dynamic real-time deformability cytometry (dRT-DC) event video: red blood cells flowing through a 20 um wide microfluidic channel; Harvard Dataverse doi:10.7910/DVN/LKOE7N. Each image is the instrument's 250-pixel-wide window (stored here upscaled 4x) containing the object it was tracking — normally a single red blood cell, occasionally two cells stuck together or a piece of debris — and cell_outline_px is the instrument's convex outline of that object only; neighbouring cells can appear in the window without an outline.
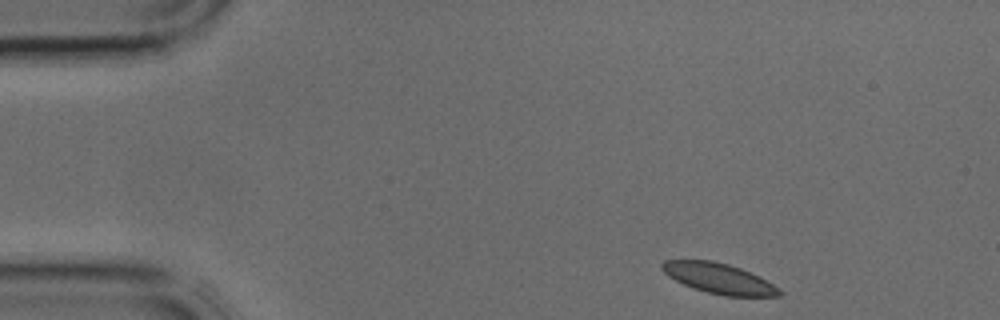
{"species": "common noctule bat (a hibernating species)", "species_latin": "Nyctalus noctula", "temperature_condition": "cold", "stored_images_in_passage": 36, "camera_frame_rate_fps": 3000, "um_per_image_px": 0.085, "animal": {"sex": "male", "body_mass_g": 17.9, "forearm_length_mm": 54.2}, "frame": {"image": 1, "passage_image": 1, "time_ms": 0.0, "image_size_px": [1000, 320], "cell_outline_px": [[784, 292], [780, 296], [724, 296], [692, 288], [668, 276], [660, 268], [660, 264], [664, 260], [712, 260], [728, 264], [740, 268], [780, 288]], "centroid_in_image_um": [61.08, 23.66], "position_along_channel_um": 23.9, "area_um2": 20.58}}
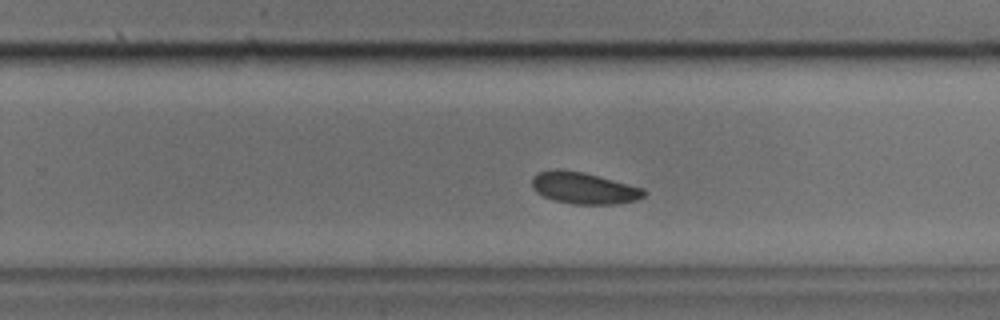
{"frame": {"image": 2, "passage_image": 21, "time_ms": 6.667, "image_size_px": [1000, 320], "cell_outline_px": [[648, 192], [644, 196], [636, 200], [612, 204], [572, 204], [556, 200], [544, 196], [536, 192], [532, 188], [532, 176], [540, 172], [556, 168], [584, 172], [600, 176], [644, 188]], "centroid_in_image_um": [49.63, 15.97], "position_along_channel_um": 280.2, "area_um2": 20.69}}
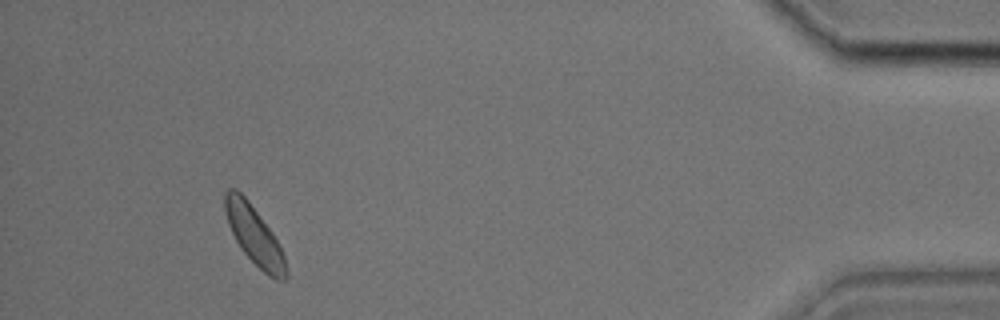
{"frame": {"image": 3, "passage_image": 33, "time_ms": 10.667, "image_size_px": [1000, 320], "cell_outline_px": [[288, 276], [284, 280], [276, 280], [268, 276], [240, 248], [228, 224], [224, 208], [224, 192], [228, 188], [236, 188], [248, 200], [272, 232], [284, 256], [288, 268]], "centroid_in_image_um": [21.61, 20.0], "position_along_channel_um": 413.6, "area_um2": 20.63}}